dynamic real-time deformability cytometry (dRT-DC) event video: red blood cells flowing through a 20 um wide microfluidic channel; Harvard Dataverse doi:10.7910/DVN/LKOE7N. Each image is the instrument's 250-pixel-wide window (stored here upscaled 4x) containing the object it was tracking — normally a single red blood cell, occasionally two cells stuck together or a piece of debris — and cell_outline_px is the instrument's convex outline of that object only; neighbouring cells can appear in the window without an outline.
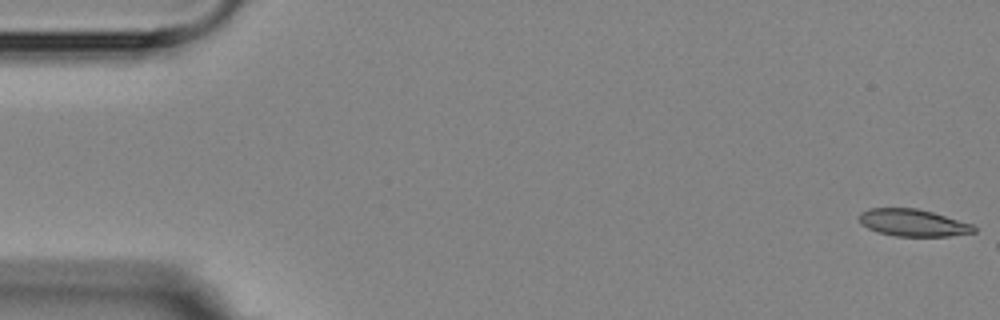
{"species": "Egyptian fruit bat (a non-hibernating species)", "species_latin": "Rousettus aegyptiacus", "temperature_condition": "room temperature", "stored_images_in_passage": 3, "camera_frame_rate_fps": 3000, "um_per_image_px": 0.085, "animal": {"sex": "female"}, "frame": {"image": 1, "passage_image": 1, "time_ms": 0.0, "image_size_px": [1000, 320], "cell_outline_px": [[976, 232], [948, 236], [896, 236], [880, 232], [868, 228], [860, 224], [860, 212], [868, 208], [916, 208], [932, 212], [972, 224], [976, 228]], "centroid_in_image_um": [77.59, 18.93], "position_along_channel_um": 7.4, "area_um2": 17.98}}